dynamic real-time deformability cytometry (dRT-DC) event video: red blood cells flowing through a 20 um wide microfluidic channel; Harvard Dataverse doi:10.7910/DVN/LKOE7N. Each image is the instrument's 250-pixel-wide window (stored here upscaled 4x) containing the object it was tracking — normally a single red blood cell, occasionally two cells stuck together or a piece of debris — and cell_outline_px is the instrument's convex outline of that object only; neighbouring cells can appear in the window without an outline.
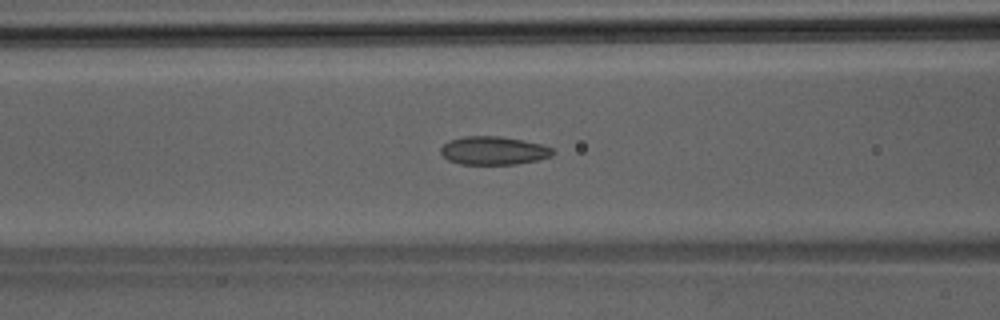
{"species": "Egyptian fruit bat (a non-hibernating species)", "species_latin": "Rousettus aegyptiacus", "temperature_condition": "room temperature", "stored_images_in_passage": 23, "camera_frame_rate_fps": 3000, "um_per_image_px": 0.085, "animal": {"sex": "male"}, "frame": {"image": 1, "passage_image": 4, "time_ms": 1.0, "image_size_px": [1000, 320], "cell_outline_px": [[556, 152], [552, 156], [536, 160], [516, 164], [460, 164], [448, 160], [440, 152], [440, 148], [448, 140], [464, 136], [500, 136], [540, 144], [552, 148]], "centroid_in_image_um": [41.93, 12.8], "position_along_channel_um": 124.7, "area_um2": 18.44}}